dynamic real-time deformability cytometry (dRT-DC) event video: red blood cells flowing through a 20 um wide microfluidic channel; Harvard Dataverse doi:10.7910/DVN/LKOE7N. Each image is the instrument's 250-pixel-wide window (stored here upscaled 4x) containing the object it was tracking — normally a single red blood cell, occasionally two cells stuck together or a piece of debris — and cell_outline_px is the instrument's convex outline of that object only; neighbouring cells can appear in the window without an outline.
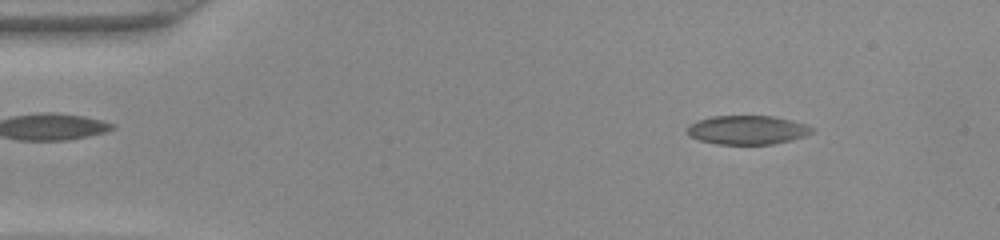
{"species": "common noctule bat (a hibernating species)", "species_latin": "Nyctalus noctula", "temperature_condition": "warm", "stored_images_in_passage": 46, "camera_frame_rate_fps": 3000, "um_per_image_px": 0.085, "animal": {"sex": "female", "body_mass_g": 22.0, "forearm_length_mm": 56.7}, "frame": {"image": 1, "passage_image": 5, "time_ms": 1.333, "image_size_px": [1000, 240], "cell_outline_px": [[816, 128], [812, 132], [804, 136], [792, 140], [772, 144], [716, 144], [700, 140], [692, 136], [688, 132], [688, 124], [696, 120], [712, 116], [772, 116], [792, 120]], "centroid_in_image_um": [63.53, 11.04], "position_along_channel_um": 21.5, "area_um2": 20.98}}
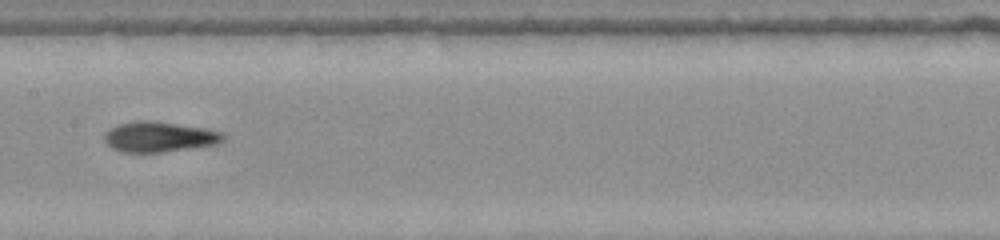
{"frame": {"image": 2, "passage_image": 23, "time_ms": 7.333, "image_size_px": [1000, 240], "cell_outline_px": [[224, 140], [216, 144], [160, 152], [124, 152], [112, 148], [104, 140], [104, 132], [116, 124], [140, 120], [152, 120], [208, 128], [224, 132]], "centroid_in_image_um": [13.53, 11.61], "position_along_channel_um": 193.9, "area_um2": 21.1}}
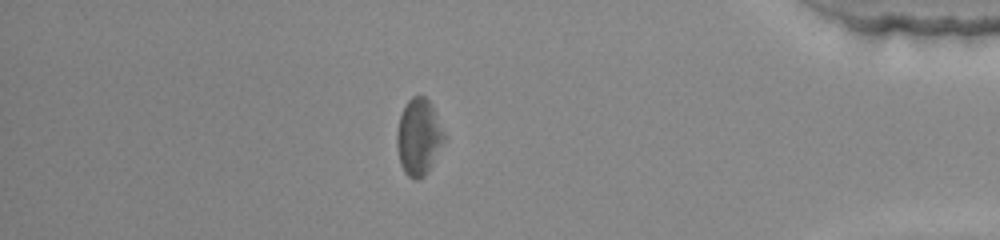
{"frame": {"image": 3, "passage_image": 40, "time_ms": 13.0, "image_size_px": [1000, 240], "cell_outline_px": [[444, 140], [428, 172], [424, 176], [416, 180], [408, 176], [404, 172], [400, 164], [396, 144], [396, 132], [400, 116], [408, 100], [412, 96], [424, 96], [432, 104], [444, 136]], "centroid_in_image_um": [35.55, 11.66], "position_along_channel_um": 399.6, "area_um2": 20.81}}